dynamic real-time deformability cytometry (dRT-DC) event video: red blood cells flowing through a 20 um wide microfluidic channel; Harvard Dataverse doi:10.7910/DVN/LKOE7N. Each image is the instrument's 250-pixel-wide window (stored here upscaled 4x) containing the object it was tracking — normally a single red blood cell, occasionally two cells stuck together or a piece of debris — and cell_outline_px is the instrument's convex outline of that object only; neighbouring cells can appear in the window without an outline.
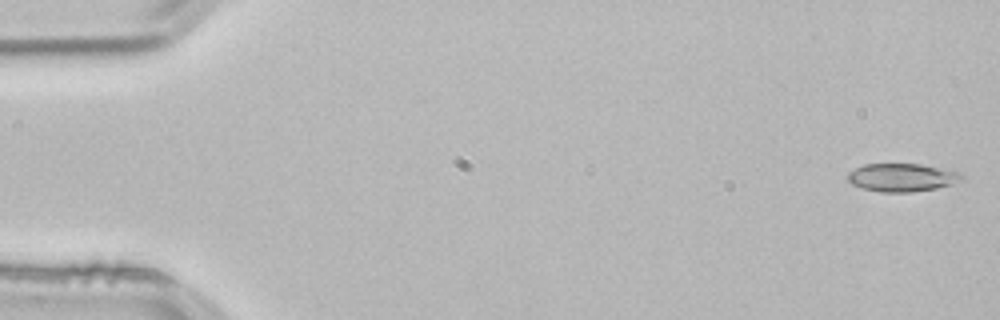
{"species": "common noctule bat (a hibernating species)", "species_latin": "Nyctalus noctula", "temperature_condition": "room temperature", "stored_images_in_passage": 52, "camera_frame_rate_fps": 3000, "um_per_image_px": 0.085, "animal": {"sex": "male", "body_mass_g": 21.5, "forearm_length_mm": 52.0}, "frame": {"image": 1, "passage_image": 1, "time_ms": 0.0, "image_size_px": [1000, 320], "cell_outline_px": [[964, 180], [952, 184], [936, 188], [912, 192], [884, 192], [864, 188], [852, 184], [848, 180], [848, 172], [864, 164], [920, 164], [960, 172], [964, 176]], "centroid_in_image_um": [76.7, 15.08], "position_along_channel_um": 8.3, "area_um2": 18.55}}
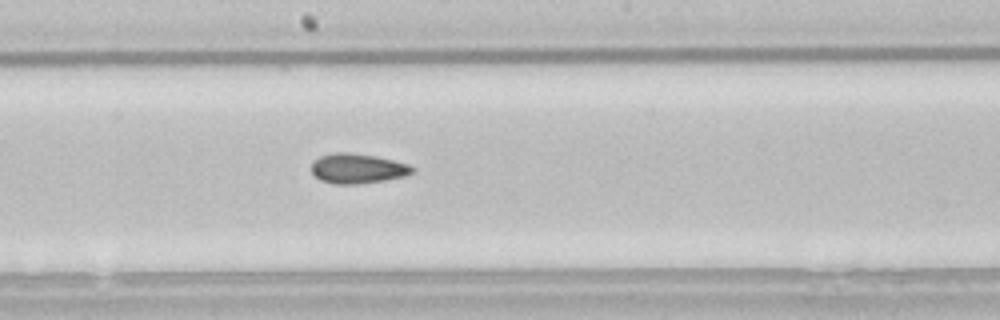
{"frame": {"image": 2, "passage_image": 28, "time_ms": 9.0, "image_size_px": [1000, 320], "cell_outline_px": [[416, 172], [404, 176], [384, 180], [360, 184], [336, 184], [320, 180], [312, 172], [312, 164], [320, 156], [332, 152], [348, 152], [376, 156], [408, 164], [416, 168]], "centroid_in_image_um": [30.42, 14.32], "position_along_channel_um": 217.8, "area_um2": 17.57}}
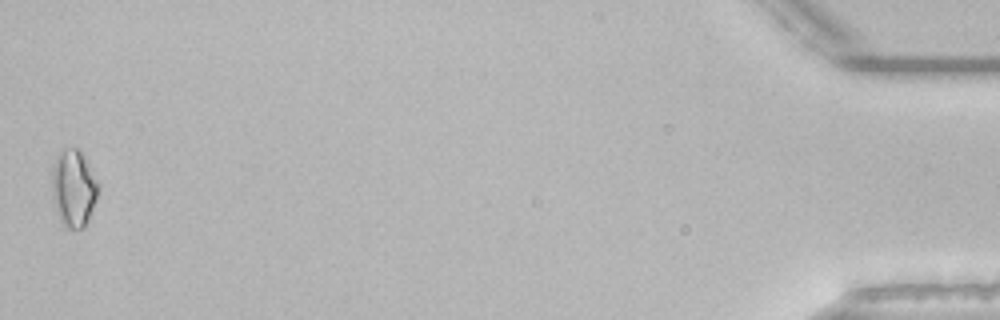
{"frame": {"image": 3, "passage_image": 52, "time_ms": 17.0, "image_size_px": [1000, 320], "cell_outline_px": [[100, 188], [96, 200], [88, 220], [84, 228], [68, 228], [60, 220], [56, 204], [52, 184], [52, 176], [56, 160], [60, 152], [64, 148], [80, 148], [100, 184]], "centroid_in_image_um": [6.32, 15.97], "position_along_channel_um": 428.9, "area_um2": 20.46}, "authors_computed_cell_mechanics": {"area_um2": 17.2533, "velocity_mm_per_s": 3.8569, "shape_relaxation_time_tau1_ms": null, "shape_relaxation_time_tau2_ms": 3.7198, "deformation_change_tau1": null, "deformation_change_tau2": 0.113}}